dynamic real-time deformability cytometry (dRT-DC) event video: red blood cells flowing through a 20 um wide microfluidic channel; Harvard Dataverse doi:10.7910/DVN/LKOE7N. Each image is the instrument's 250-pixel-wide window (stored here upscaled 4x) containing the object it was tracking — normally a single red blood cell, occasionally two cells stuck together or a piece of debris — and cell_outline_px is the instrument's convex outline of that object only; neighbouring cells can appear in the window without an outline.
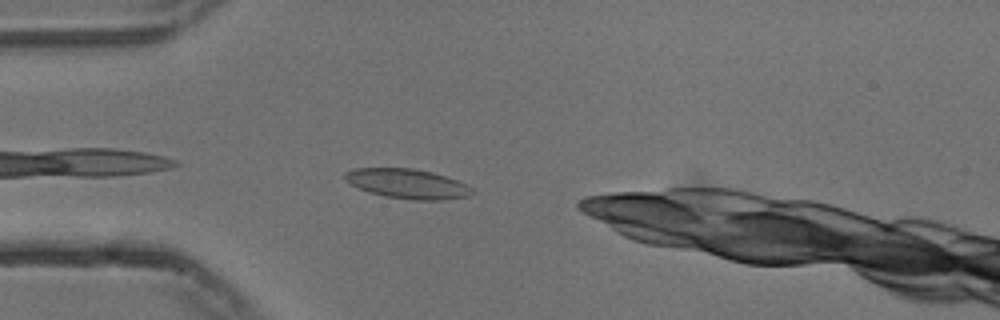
{"species": "common noctule bat (a hibernating species)", "species_latin": "Nyctalus noctula", "temperature_condition": "cold", "stored_images_in_passage": 43, "camera_frame_rate_fps": 3000, "um_per_image_px": 0.085, "animal": {"sex": "male", "body_mass_g": 13.3}, "frame": {"image": 1, "passage_image": 2, "time_ms": 0.333, "image_size_px": [1000, 320], "cell_outline_px": [[476, 192], [468, 196], [440, 200], [412, 200], [384, 196], [368, 192], [352, 184], [344, 176], [344, 172], [356, 168], [412, 168], [432, 172], [456, 180], [472, 188]], "centroid_in_image_um": [34.64, 15.62], "position_along_channel_um": 50.4, "area_um2": 21.79}}
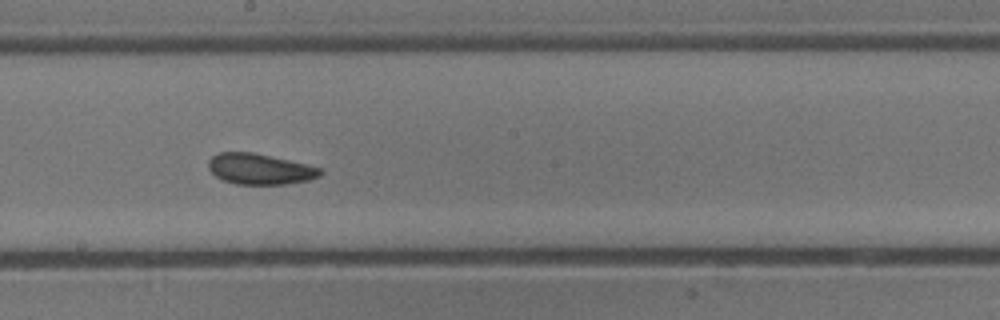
{"frame": {"image": 2, "passage_image": 17, "time_ms": 5.333, "image_size_px": [1000, 320], "cell_outline_px": [[324, 172], [320, 176], [308, 180], [284, 184], [236, 184], [224, 180], [216, 176], [208, 168], [208, 160], [212, 156], [220, 152], [252, 152], [288, 160], [320, 168]], "centroid_in_image_um": [22.06, 14.36], "position_along_channel_um": 226.1, "area_um2": 19.83}}
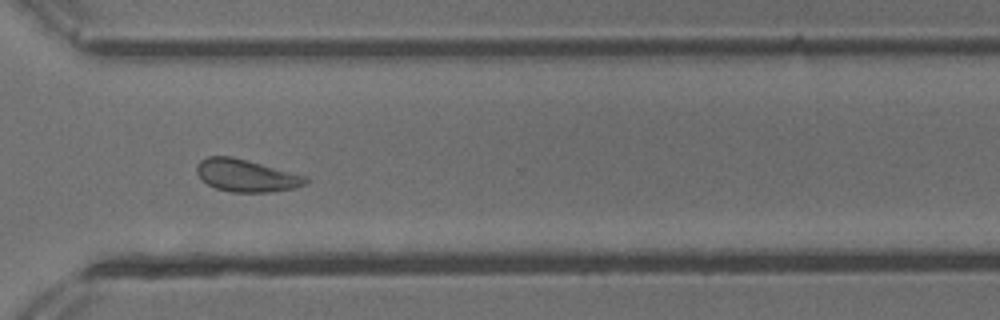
{"frame": {"image": 3, "passage_image": 27, "time_ms": 8.667, "image_size_px": [1000, 320], "cell_outline_px": [[308, 184], [292, 188], [272, 192], [232, 192], [216, 188], [208, 184], [196, 172], [196, 164], [200, 160], [208, 156], [232, 156], [308, 176]], "centroid_in_image_um": [20.95, 14.91], "position_along_channel_um": 349.7, "area_um2": 20.58}, "authors_computed_cell_mechanics": {"area_um2": 20.519, "velocity_mm_per_s": 3.7165, "shape_relaxation_time_tau1_ms": 6.1362, "shape_relaxation_time_tau2_ms": 2.5334, "deformation_change_tau1": 0.1129, "deformation_change_tau2": 0.0723}}